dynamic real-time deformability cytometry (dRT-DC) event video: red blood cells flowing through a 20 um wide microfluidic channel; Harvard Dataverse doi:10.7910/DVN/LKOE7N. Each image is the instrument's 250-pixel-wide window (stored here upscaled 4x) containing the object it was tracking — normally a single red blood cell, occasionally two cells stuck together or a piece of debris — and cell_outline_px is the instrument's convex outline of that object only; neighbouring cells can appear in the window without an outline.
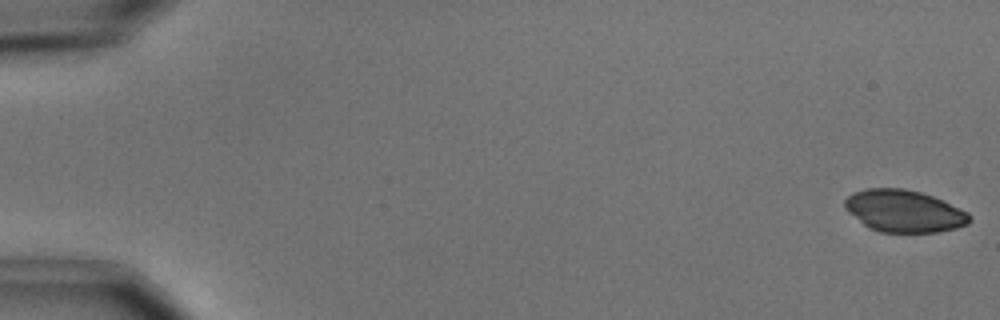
{"species": "common noctule bat (a hibernating species)", "species_latin": "Nyctalus noctula", "temperature_condition": "cold", "stored_images_in_passage": 55, "camera_frame_rate_fps": 3000, "um_per_image_px": 0.085, "animal": {"sex": "male", "body_mass_g": 15.6}, "frame": {"image": 1, "passage_image": 1, "time_ms": 0.0, "image_size_px": [1000, 320], "cell_outline_px": [[972, 220], [968, 224], [956, 228], [936, 232], [880, 232], [868, 228], [848, 212], [844, 208], [844, 200], [852, 192], [864, 188], [904, 188], [920, 192], [944, 200], [968, 212], [972, 216]], "centroid_in_image_um": [76.84, 17.93], "position_along_channel_um": 8.2, "area_um2": 30.92}}
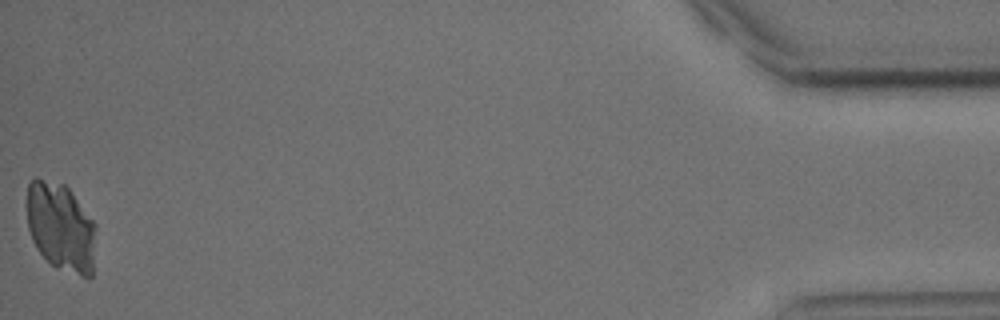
{"frame": {"image": 2, "passage_image": 55, "time_ms": 18.0, "image_size_px": [1000, 320], "cell_outline_px": [[96, 228], [92, 276], [88, 280], [52, 264], [36, 248], [32, 240], [28, 228], [28, 184], [36, 176], [64, 184], [68, 188], [96, 224]], "centroid_in_image_um": [5.19, 19.3], "position_along_channel_um": 430.0, "area_um2": 35.6}}